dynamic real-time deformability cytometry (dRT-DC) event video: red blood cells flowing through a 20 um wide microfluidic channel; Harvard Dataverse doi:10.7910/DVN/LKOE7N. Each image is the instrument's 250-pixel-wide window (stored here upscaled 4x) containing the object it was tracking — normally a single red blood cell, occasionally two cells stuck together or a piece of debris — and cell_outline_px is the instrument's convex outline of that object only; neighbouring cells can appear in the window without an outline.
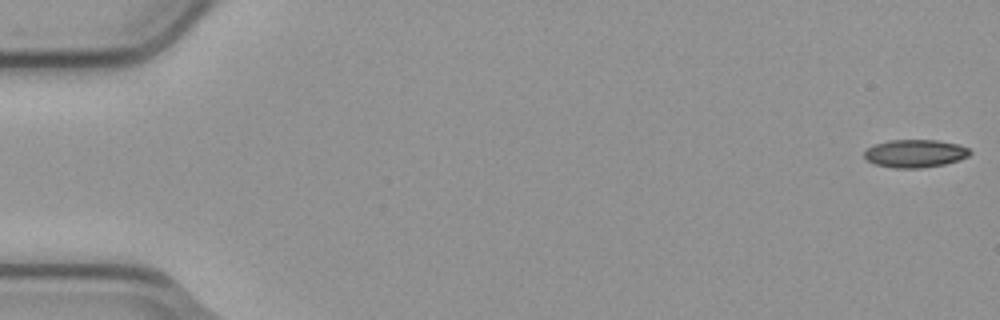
{"species": "common noctule bat (a hibernating species)", "species_latin": "Nyctalus noctula", "temperature_condition": "cold", "stored_images_in_passage": 3, "camera_frame_rate_fps": 3000, "um_per_image_px": 0.085, "animal": {"sex": "male", "body_mass_g": 23.1, "forearm_length_mm": 52.7}, "frame": {"image": 1, "passage_image": 1, "time_ms": 0.0, "image_size_px": [1000, 320], "cell_outline_px": [[972, 152], [968, 156], [944, 164], [920, 168], [892, 168], [876, 164], [864, 160], [864, 152], [868, 148], [876, 144], [888, 140], [936, 140], [956, 144], [968, 148]], "centroid_in_image_um": [77.74, 13.05], "position_along_channel_um": 7.3, "area_um2": 17.05}}
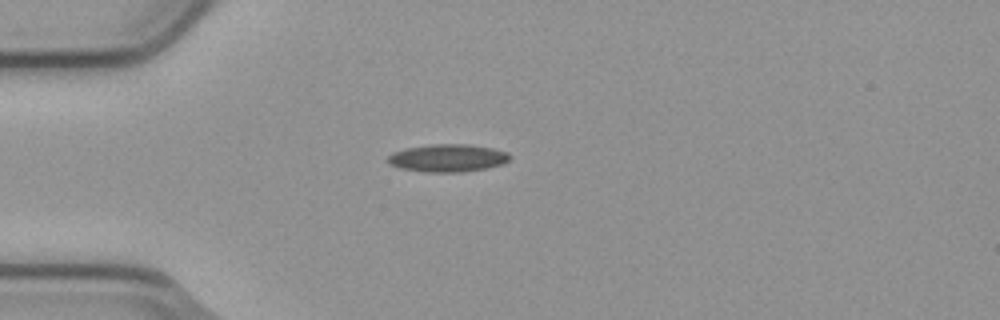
{"frame": {"image": 2, "passage_image": 3, "time_ms": 0.667, "image_size_px": [1000, 320], "cell_outline_px": [[512, 156], [508, 160], [500, 164], [488, 168], [460, 172], [424, 172], [400, 168], [388, 164], [388, 156], [392, 152], [404, 148], [432, 144], [468, 144], [492, 148], [508, 152]], "centroid_in_image_um": [38.03, 13.43], "position_along_channel_um": 47.0, "area_um2": 19.77}}